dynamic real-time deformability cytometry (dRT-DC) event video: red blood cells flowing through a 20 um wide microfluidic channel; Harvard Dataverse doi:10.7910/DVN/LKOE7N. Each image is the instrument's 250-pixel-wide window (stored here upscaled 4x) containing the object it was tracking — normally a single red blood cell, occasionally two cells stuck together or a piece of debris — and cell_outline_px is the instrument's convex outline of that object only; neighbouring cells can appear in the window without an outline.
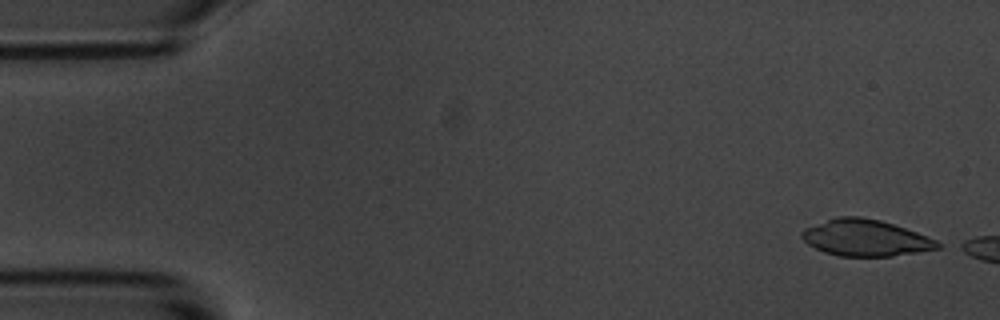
{"species": "common noctule bat (a hibernating species)", "species_latin": "Nyctalus noctula", "temperature_condition": "room temperature", "stored_images_in_passage": 3, "camera_frame_rate_fps": 3000, "um_per_image_px": 0.085, "animal": {"sex": "male", "body_mass_g": 20.1, "forearm_length_mm": 53.5}, "frame": {"image": 1, "passage_image": 1, "time_ms": 0.0, "image_size_px": [1000, 320], "cell_outline_px": [[944, 244], [940, 248], [892, 256], [840, 256], [824, 252], [808, 244], [800, 236], [800, 232], [804, 228], [836, 216], [860, 216], [880, 220], [916, 232], [936, 240]], "centroid_in_image_um": [73.54, 20.21], "position_along_channel_um": 11.5, "area_um2": 28.78}}